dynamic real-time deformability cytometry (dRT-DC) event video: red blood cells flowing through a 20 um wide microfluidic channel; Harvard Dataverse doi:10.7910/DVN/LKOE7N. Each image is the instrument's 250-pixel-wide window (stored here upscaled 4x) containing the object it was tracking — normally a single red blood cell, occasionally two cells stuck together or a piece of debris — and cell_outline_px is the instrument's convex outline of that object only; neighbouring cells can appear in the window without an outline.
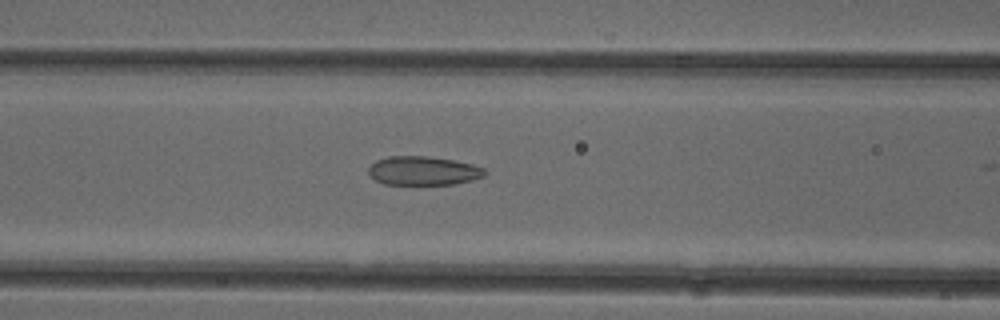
{"species": "common noctule bat (a hibernating species)", "species_latin": "Nyctalus noctula", "temperature_condition": "cold", "stored_images_in_passage": 22, "camera_frame_rate_fps": 3000, "um_per_image_px": 0.085, "animal": {"sex": "female"}, "frame": {"image": 1, "passage_image": 21, "time_ms": 6.667, "image_size_px": [1000, 320], "cell_outline_px": [[488, 172], [484, 176], [472, 180], [452, 184], [384, 184], [376, 180], [368, 172], [368, 168], [376, 160], [388, 156], [428, 156], [452, 160], [472, 164], [484, 168]], "centroid_in_image_um": [35.98, 14.51], "position_along_channel_um": 130.6, "area_um2": 19.48}}